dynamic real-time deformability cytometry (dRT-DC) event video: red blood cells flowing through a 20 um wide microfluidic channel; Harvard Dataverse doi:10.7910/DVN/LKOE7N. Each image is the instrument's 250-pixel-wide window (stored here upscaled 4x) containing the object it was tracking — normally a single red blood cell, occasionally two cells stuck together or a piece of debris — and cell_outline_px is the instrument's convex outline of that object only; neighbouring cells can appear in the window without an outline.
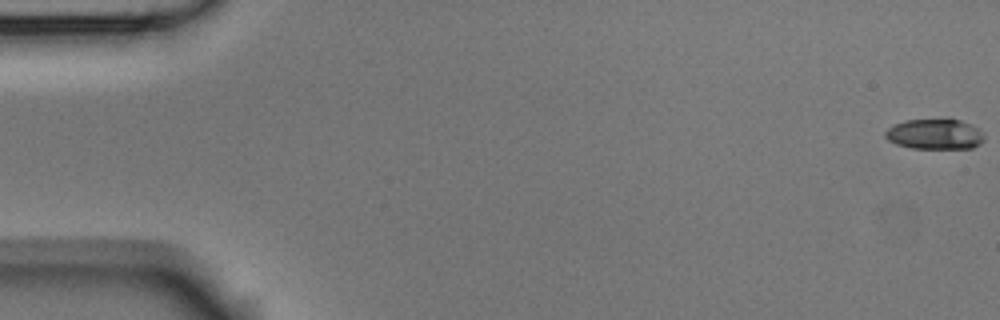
{"species": "Egyptian fruit bat (a non-hibernating species)", "species_latin": "Rousettus aegyptiacus", "temperature_condition": "room temperature", "stored_images_in_passage": 8, "camera_frame_rate_fps": 3000, "um_per_image_px": 0.085, "animal": {"sex": "male"}, "frame": {"image": 1, "passage_image": 1, "time_ms": 0.0, "image_size_px": [1000, 320], "cell_outline_px": [[984, 140], [980, 144], [972, 148], [912, 148], [896, 144], [888, 140], [884, 136], [884, 132], [892, 124], [904, 120], [960, 120], [972, 124], [980, 128], [984, 136]], "centroid_in_image_um": [79.46, 11.4], "position_along_channel_um": 5.5, "area_um2": 17.57}}
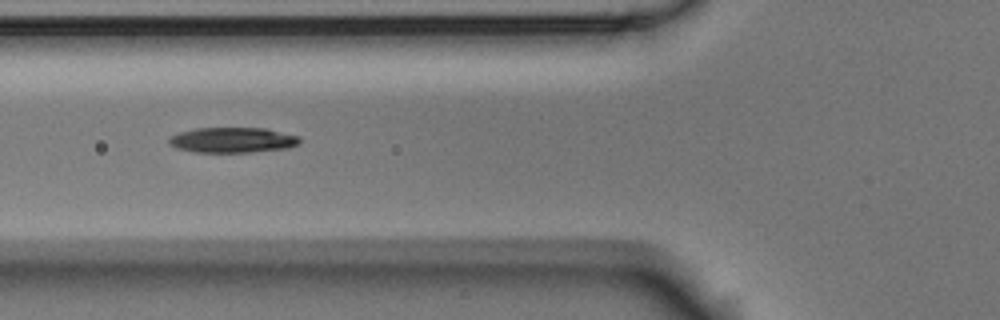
{"frame": {"image": 2, "passage_image": 6, "time_ms": 1.667, "image_size_px": [1000, 320], "cell_outline_px": [[300, 140], [296, 144], [288, 148], [252, 152], [196, 152], [176, 148], [168, 144], [168, 140], [172, 136], [180, 132], [196, 128], [264, 128], [300, 136]], "centroid_in_image_um": [19.76, 11.9], "position_along_channel_um": 106.0, "area_um2": 19.19}}
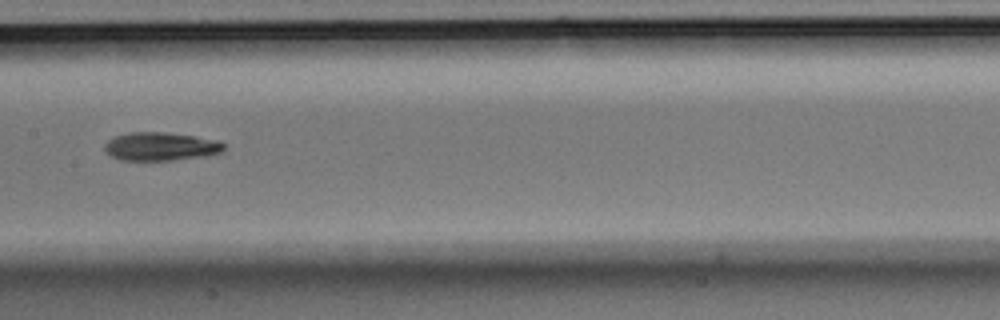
{"frame": {"image": 3, "passage_image": 8, "time_ms": 2.333, "image_size_px": [1000, 320], "cell_outline_px": [[224, 148], [220, 152], [208, 156], [172, 160], [120, 160], [112, 156], [104, 148], [104, 144], [108, 140], [116, 136], [128, 132], [164, 132], [196, 136], [216, 140], [224, 144]], "centroid_in_image_um": [13.66, 12.45], "position_along_channel_um": 193.7, "area_um2": 19.65}}